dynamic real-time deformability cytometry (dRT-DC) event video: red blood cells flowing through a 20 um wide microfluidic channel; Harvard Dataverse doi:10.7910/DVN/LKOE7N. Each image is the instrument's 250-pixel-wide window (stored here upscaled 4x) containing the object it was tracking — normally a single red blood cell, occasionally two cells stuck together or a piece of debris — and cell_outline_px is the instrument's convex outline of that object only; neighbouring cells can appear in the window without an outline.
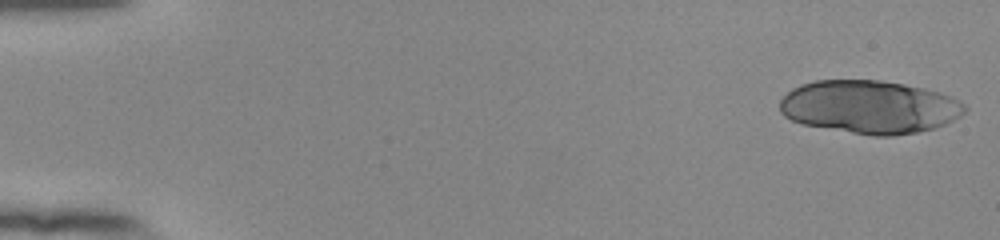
{"species": "human", "species_latin": "Homo sapiens", "temperature_condition": "room temperature", "stored_images_in_passage": 18, "camera_frame_rate_fps": 3000, "um_per_image_px": 0.085, "donor": {"sex": "female"}, "frame": {"image": 1, "passage_image": 1, "time_ms": 0.0, "image_size_px": [1000, 240], "cell_outline_px": [[968, 108], [960, 116], [936, 128], [916, 132], [892, 136], [872, 136], [804, 124], [792, 120], [784, 116], [780, 112], [780, 100], [792, 88], [800, 84], [816, 80], [880, 80], [904, 84], [924, 88], [940, 92], [964, 104]], "centroid_in_image_um": [73.9, 9.09], "position_along_channel_um": 11.1, "area_um2": 57.16}}